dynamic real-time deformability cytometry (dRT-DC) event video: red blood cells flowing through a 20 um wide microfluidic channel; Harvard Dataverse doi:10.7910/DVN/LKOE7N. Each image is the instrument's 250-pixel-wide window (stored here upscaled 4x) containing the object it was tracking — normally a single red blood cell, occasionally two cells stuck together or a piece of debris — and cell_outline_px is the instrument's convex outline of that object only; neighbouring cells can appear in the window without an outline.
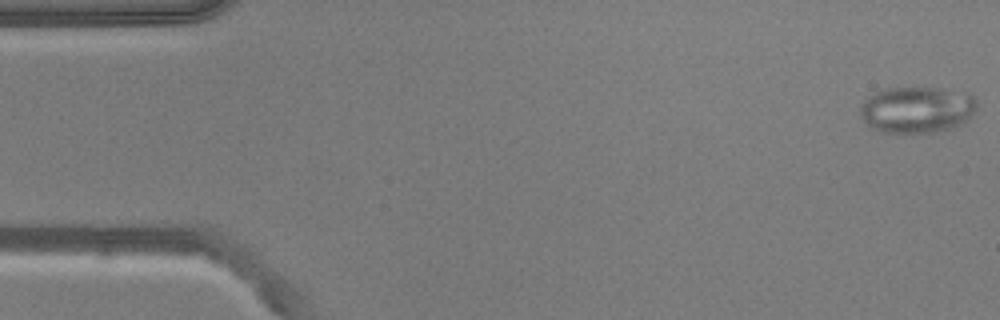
{"species": "common noctule bat (a hibernating species)", "species_latin": "Nyctalus noctula", "temperature_condition": "warm", "stored_images_in_passage": 52, "camera_frame_rate_fps": 3000, "um_per_image_px": 0.085, "animal": {"sex": "male", "body_mass_g": 20.5, "forearm_length_mm": 52.5}, "frame": {"image": 1, "passage_image": 1, "time_ms": 0.0, "image_size_px": [1000, 320], "cell_outline_px": [[976, 108], [972, 116], [968, 120], [952, 128], [936, 132], [884, 132], [872, 128], [860, 116], [860, 104], [864, 100], [876, 92], [884, 88], [940, 88], [972, 92], [976, 100]], "centroid_in_image_um": [77.98, 9.3], "position_along_channel_um": 7.0, "area_um2": 31.79}}
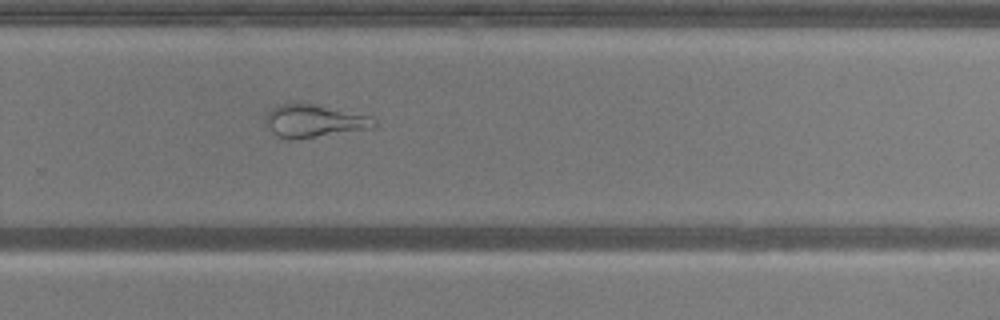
{"frame": {"image": 2, "passage_image": 34, "time_ms": 11.0, "image_size_px": [1000, 320], "cell_outline_px": [[376, 124], [372, 128], [312, 136], [280, 136], [272, 132], [264, 124], [264, 120], [268, 112], [276, 104], [320, 104], [372, 116], [376, 120]], "centroid_in_image_um": [26.73, 10.22], "position_along_channel_um": 303.1, "area_um2": 20.06}}
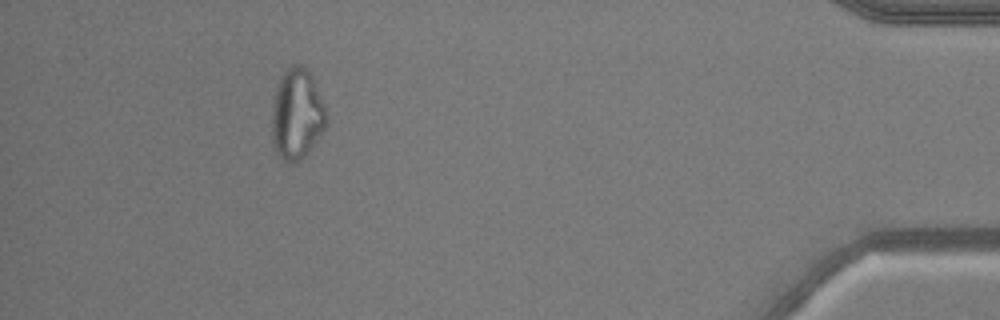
{"frame": {"image": 3, "passage_image": 47, "time_ms": 15.333, "image_size_px": [1000, 320], "cell_outline_px": [[328, 124], [304, 156], [296, 164], [292, 164], [276, 156], [272, 140], [272, 104], [276, 88], [280, 76], [292, 64], [300, 64], [312, 76], [324, 104], [328, 116]], "centroid_in_image_um": [25.22, 9.73], "position_along_channel_um": 410.0, "area_um2": 29.07}, "authors_computed_cell_mechanics": {"area_um2": 27.5417, "velocity_mm_per_s": 3.892, "shape_relaxation_time_tau1_ms": null, "shape_relaxation_time_tau2_ms": 1.4421, "deformation_change_tau1": null, "deformation_change_tau2": 0.0538}}